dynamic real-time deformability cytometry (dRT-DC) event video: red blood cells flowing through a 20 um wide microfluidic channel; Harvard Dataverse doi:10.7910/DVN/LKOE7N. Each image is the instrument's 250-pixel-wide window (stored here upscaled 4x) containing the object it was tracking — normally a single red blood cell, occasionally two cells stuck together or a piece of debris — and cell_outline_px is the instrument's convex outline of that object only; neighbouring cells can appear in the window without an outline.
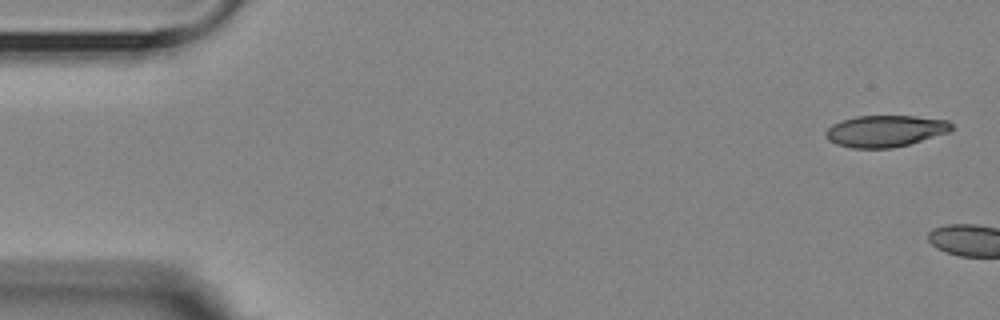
{"species": "Egyptian fruit bat (a non-hibernating species)", "species_latin": "Rousettus aegyptiacus", "temperature_condition": "room temperature", "stored_images_in_passage": 3, "camera_frame_rate_fps": 3000, "um_per_image_px": 0.085, "animal": {"sex": "female"}, "frame": {"image": 1, "passage_image": 1, "time_ms": 0.0, "image_size_px": [1000, 320], "cell_outline_px": [[952, 128], [948, 132], [908, 144], [892, 148], [852, 148], [836, 144], [828, 140], [824, 132], [832, 124], [840, 120], [856, 116], [916, 116], [948, 120], [952, 124]], "centroid_in_image_um": [75.21, 11.13], "position_along_channel_um": 9.8, "area_um2": 23.12}}